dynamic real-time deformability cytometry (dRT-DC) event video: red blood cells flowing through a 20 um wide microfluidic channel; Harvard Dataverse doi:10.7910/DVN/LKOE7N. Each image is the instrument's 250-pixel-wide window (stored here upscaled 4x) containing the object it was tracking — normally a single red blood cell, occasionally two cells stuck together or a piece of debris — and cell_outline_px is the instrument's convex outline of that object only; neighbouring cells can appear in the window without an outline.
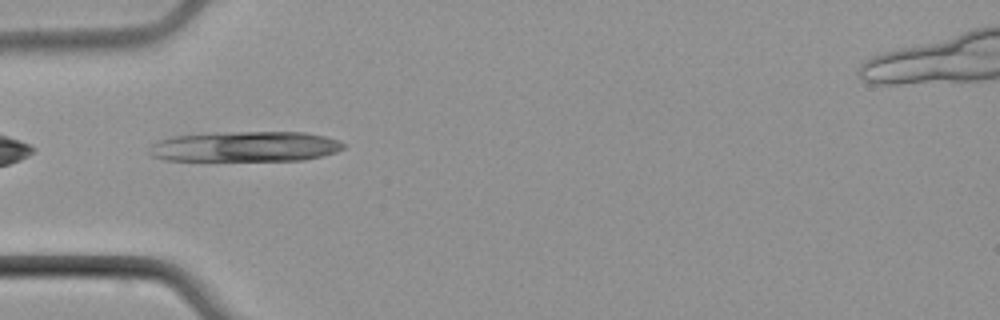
{"species": "common noctule bat (a hibernating species)", "species_latin": "Nyctalus noctula", "temperature_condition": "cold", "stored_images_in_passage": 3, "camera_frame_rate_fps": 3000, "um_per_image_px": 0.085, "animal": {"sex": "male", "body_mass_g": 21.5, "forearm_length_mm": 52.0}, "frame": {"image": 1, "passage_image": 2, "time_ms": 1.333, "image_size_px": [1000, 320], "cell_outline_px": [[344, 148], [336, 152], [304, 160], [164, 160], [152, 156], [148, 152], [152, 144], [160, 140], [172, 136], [208, 132], [304, 132], [324, 136], [340, 140], [344, 144]], "centroid_in_image_um": [20.83, 12.44], "position_along_channel_um": 64.2, "area_um2": 34.45}}